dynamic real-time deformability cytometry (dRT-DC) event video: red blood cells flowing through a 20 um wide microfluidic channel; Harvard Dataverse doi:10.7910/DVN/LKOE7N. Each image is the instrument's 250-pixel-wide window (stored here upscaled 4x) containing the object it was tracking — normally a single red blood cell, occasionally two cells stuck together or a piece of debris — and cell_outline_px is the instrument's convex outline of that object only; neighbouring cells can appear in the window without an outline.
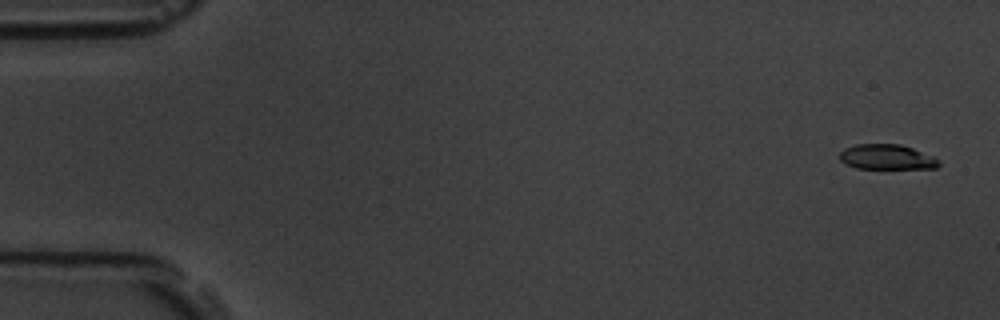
{"species": "common noctule bat (a hibernating species)", "species_latin": "Nyctalus noctula", "temperature_condition": "room temperature", "stored_images_in_passage": 5, "camera_frame_rate_fps": 3000, "um_per_image_px": 0.085, "animal": {"sex": "male", "body_mass_g": 19.5, "forearm_length_mm": 54.6}, "frame": {"image": 1, "passage_image": 1, "time_ms": 0.0, "image_size_px": [1000, 320], "cell_outline_px": [[940, 164], [936, 168], [856, 168], [844, 164], [840, 160], [840, 152], [844, 148], [856, 144], [900, 144], [912, 148], [932, 156], [940, 160]], "centroid_in_image_um": [75.35, 13.34], "position_along_channel_um": 9.6, "area_um2": 14.45}}
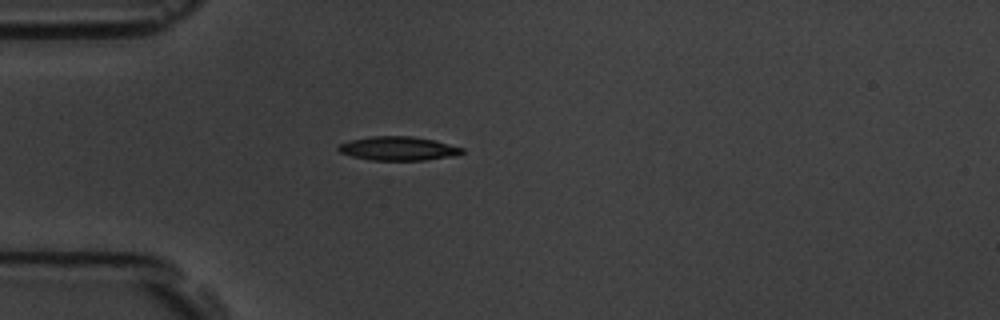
{"frame": {"image": 2, "passage_image": 5, "time_ms": 1.333, "image_size_px": [1000, 320], "cell_outline_px": [[464, 152], [456, 156], [424, 160], [372, 160], [352, 156], [340, 152], [336, 148], [340, 144], [352, 140], [372, 136], [412, 136], [432, 140], [464, 148]], "centroid_in_image_um": [33.87, 12.63], "position_along_channel_um": 51.1, "area_um2": 17.05}}